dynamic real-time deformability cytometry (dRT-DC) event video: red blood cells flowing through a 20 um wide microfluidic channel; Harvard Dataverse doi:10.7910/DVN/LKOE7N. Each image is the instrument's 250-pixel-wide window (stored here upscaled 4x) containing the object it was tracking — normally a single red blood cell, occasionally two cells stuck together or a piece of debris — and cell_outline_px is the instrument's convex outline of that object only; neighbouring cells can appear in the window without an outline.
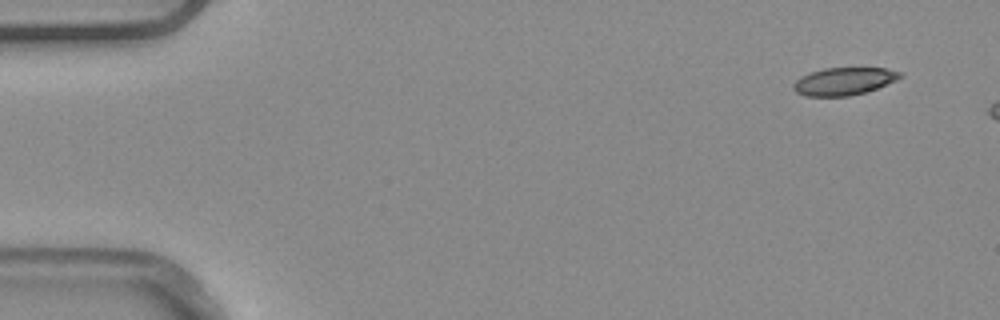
{"species": "common noctule bat (a hibernating species)", "species_latin": "Nyctalus noctula", "temperature_condition": "warm", "stored_images_in_passage": 3, "camera_frame_rate_fps": 3000, "um_per_image_px": 0.085, "animal": {"sex": "male", "body_mass_g": 20.4}, "frame": {"image": 1, "passage_image": 1, "time_ms": 0.0, "image_size_px": [1000, 320], "cell_outline_px": [[904, 76], [896, 80], [876, 88], [864, 92], [848, 96], [804, 96], [796, 92], [792, 88], [792, 84], [800, 76], [824, 68], [884, 68], [904, 72]], "centroid_in_image_um": [71.73, 6.9], "position_along_channel_um": 13.3, "area_um2": 17.17}}